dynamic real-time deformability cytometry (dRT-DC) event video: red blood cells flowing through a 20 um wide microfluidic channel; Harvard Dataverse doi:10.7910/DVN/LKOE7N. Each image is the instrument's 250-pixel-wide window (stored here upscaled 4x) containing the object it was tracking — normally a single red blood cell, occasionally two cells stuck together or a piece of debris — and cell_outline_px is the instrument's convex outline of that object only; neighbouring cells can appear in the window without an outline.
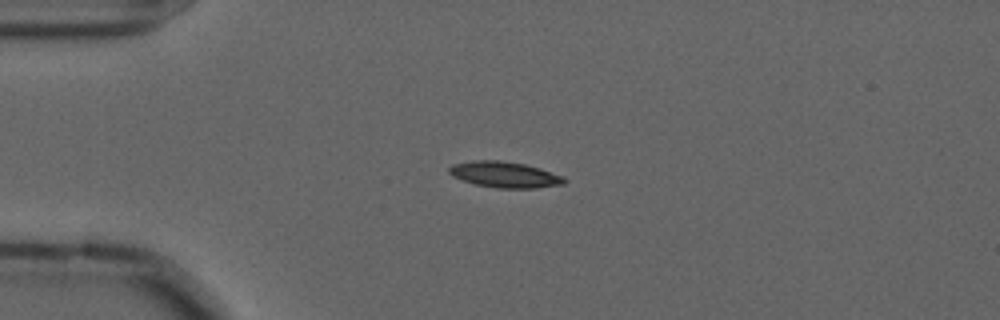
{"species": "common noctule bat (a hibernating species)", "species_latin": "Nyctalus noctula", "temperature_condition": "cold", "stored_images_in_passage": 44, "camera_frame_rate_fps": 3000, "um_per_image_px": 0.085, "animal": {"sex": "male", "forearm_length_mm": 52.5}, "frame": {"image": 1, "passage_image": 1, "time_ms": 0.0, "image_size_px": [1000, 320], "cell_outline_px": [[568, 180], [564, 184], [536, 188], [496, 188], [476, 184], [452, 176], [448, 172], [448, 168], [452, 164], [472, 160], [500, 160], [524, 164], [540, 168], [564, 176]], "centroid_in_image_um": [42.92, 14.84], "position_along_channel_um": 42.1, "area_um2": 17.51}}
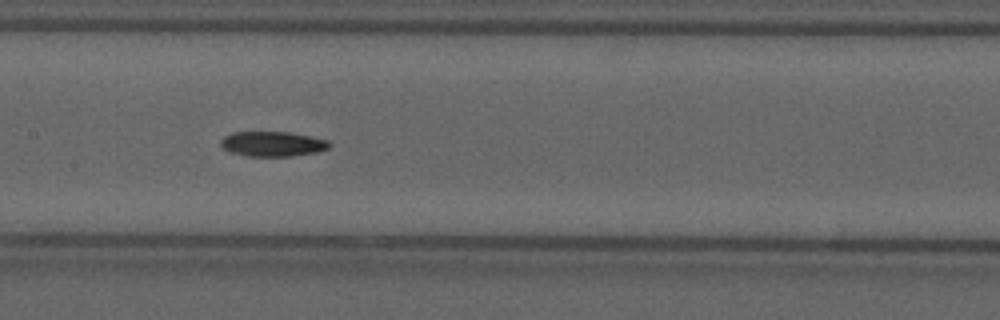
{"frame": {"image": 2, "passage_image": 15, "time_ms": 4.667, "image_size_px": [1000, 320], "cell_outline_px": [[332, 144], [328, 148], [316, 152], [292, 156], [248, 156], [228, 152], [220, 144], [220, 140], [224, 136], [232, 132], [288, 132], [328, 140]], "centroid_in_image_um": [23.14, 12.23], "position_along_channel_um": 184.3, "area_um2": 15.78}}
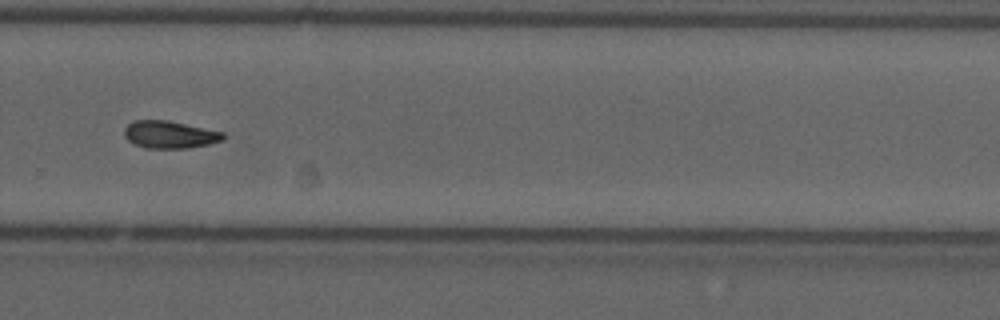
{"frame": {"image": 3, "passage_image": 26, "time_ms": 8.333, "image_size_px": [1000, 320], "cell_outline_px": [[224, 140], [208, 144], [188, 148], [144, 148], [128, 140], [124, 136], [124, 128], [132, 120], [168, 120], [224, 132]], "centroid_in_image_um": [14.41, 11.43], "position_along_channel_um": 315.4, "area_um2": 15.84}}